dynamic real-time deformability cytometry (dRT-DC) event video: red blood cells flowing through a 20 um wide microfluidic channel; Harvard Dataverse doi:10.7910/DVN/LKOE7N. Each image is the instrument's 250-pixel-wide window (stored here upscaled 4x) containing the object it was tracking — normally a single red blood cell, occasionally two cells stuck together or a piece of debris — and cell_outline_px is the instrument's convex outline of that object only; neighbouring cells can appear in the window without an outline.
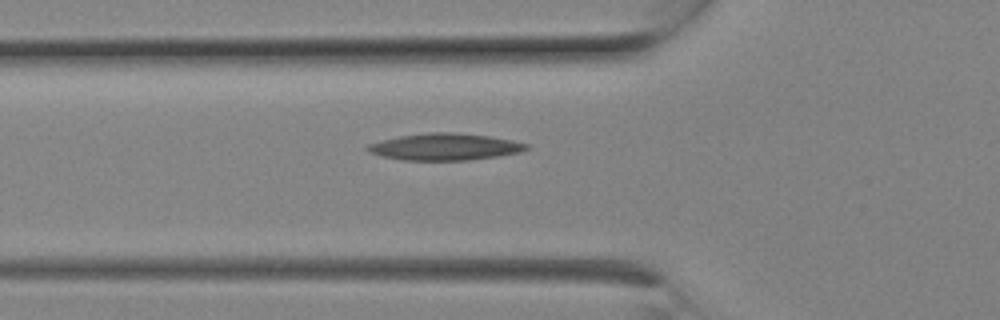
{"species": "Egyptian fruit bat (a non-hibernating species)", "species_latin": "Rousettus aegyptiacus", "temperature_condition": "room temperature", "stored_images_in_passage": 2, "camera_frame_rate_fps": 3000, "um_per_image_px": 0.085, "animal": {"sex": "female"}, "frame": {"image": 1, "passage_image": 2, "time_ms": 0.333, "image_size_px": [1000, 320], "cell_outline_px": [[528, 148], [520, 152], [500, 156], [468, 160], [400, 160], [384, 156], [372, 152], [364, 148], [368, 144], [380, 140], [400, 136], [428, 132], [452, 132], [488, 136], [512, 140], [528, 144]], "centroid_in_image_um": [37.82, 12.48], "position_along_channel_um": 88.0, "area_um2": 24.68}}